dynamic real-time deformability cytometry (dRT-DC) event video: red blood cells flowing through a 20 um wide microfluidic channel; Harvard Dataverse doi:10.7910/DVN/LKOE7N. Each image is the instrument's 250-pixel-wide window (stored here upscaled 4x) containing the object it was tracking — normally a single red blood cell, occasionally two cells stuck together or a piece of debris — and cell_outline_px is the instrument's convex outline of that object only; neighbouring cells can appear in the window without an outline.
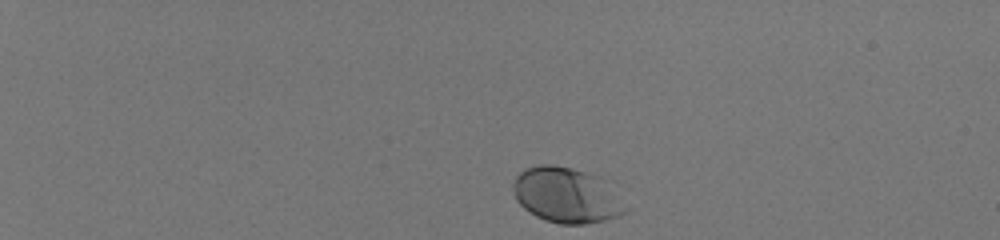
{"species": "human", "species_latin": "Homo sapiens", "temperature_condition": "room temperature", "stored_images_in_passage": 40, "camera_frame_rate_fps": 3000, "um_per_image_px": 0.085, "donor": {"sex": "male"}, "frame": {"image": 1, "passage_image": 1, "time_ms": 0.0, "image_size_px": [1000, 240], "cell_outline_px": [[628, 212], [620, 216], [604, 220], [584, 224], [560, 224], [544, 220], [536, 216], [524, 208], [516, 200], [512, 192], [512, 184], [516, 176], [524, 168], [540, 164], [552, 164], [572, 168], [600, 176], [604, 180], [628, 208]], "centroid_in_image_um": [48.13, 16.59], "position_along_channel_um": 36.9, "area_um2": 36.47}}
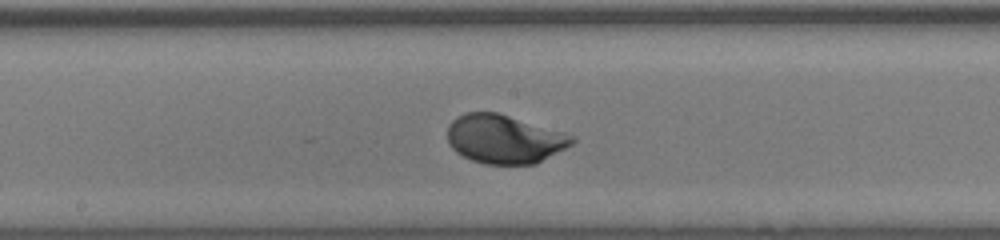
{"frame": {"image": 2, "passage_image": 23, "time_ms": 7.333, "image_size_px": [1000, 240], "cell_outline_px": [[576, 140], [572, 144], [536, 164], [484, 164], [472, 160], [456, 152], [448, 144], [448, 124], [456, 116], [464, 112], [496, 112], [564, 132], [576, 136]], "centroid_in_image_um": [42.85, 11.82], "position_along_channel_um": 205.3, "area_um2": 35.43}}
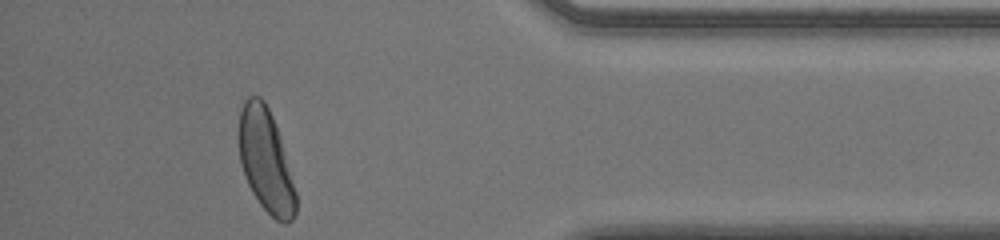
{"frame": {"image": 3, "passage_image": 40, "time_ms": 13.0, "image_size_px": [1000, 240], "cell_outline_px": [[296, 212], [292, 220], [288, 224], [284, 224], [276, 220], [260, 204], [252, 192], [244, 176], [240, 160], [240, 108], [244, 100], [248, 96], [260, 96], [264, 100], [272, 116], [280, 136], [296, 192]], "centroid_in_image_um": [22.6, 13.67], "position_along_channel_um": 412.6, "area_um2": 33.93}, "authors_computed_cell_mechanics": {"area_um2": 34.5066, "velocity_mm_per_s": 4.0144, "shape_relaxation_time_tau1_ms": 1.7159, "shape_relaxation_time_tau2_ms": null, "deformation_change_tau1": 0.1255, "deformation_change_tau2": null}}